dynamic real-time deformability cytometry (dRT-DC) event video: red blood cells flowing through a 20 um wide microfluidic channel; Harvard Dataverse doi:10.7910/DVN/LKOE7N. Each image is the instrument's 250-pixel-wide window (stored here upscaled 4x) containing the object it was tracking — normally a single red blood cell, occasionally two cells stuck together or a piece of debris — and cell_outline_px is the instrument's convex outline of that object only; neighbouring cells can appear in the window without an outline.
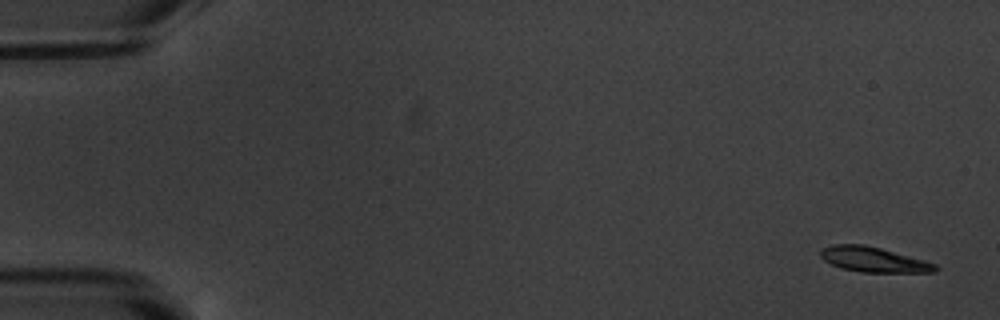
{"species": "common noctule bat (a hibernating species)", "species_latin": "Nyctalus noctula", "temperature_condition": "warm", "stored_images_in_passage": 5, "camera_frame_rate_fps": 3000, "um_per_image_px": 0.085, "animal": {"sex": "male", "body_mass_g": 20.1, "forearm_length_mm": 53.5}, "frame": {"image": 1, "passage_image": 1, "time_ms": 0.0, "image_size_px": [1000, 320], "cell_outline_px": [[940, 268], [936, 272], [860, 272], [840, 268], [824, 260], [820, 256], [820, 248], [832, 244], [864, 244], [880, 248], [924, 260], [936, 264]], "centroid_in_image_um": [74.23, 22.06], "position_along_channel_um": 10.8, "area_um2": 16.82}}
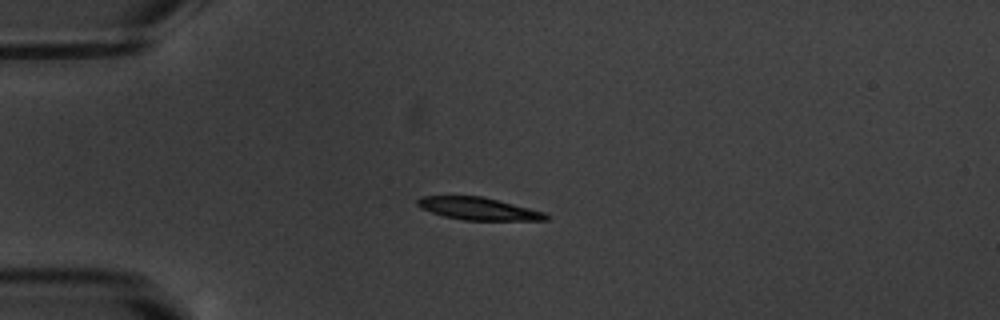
{"frame": {"image": 2, "passage_image": 5, "time_ms": 4.333, "image_size_px": [1000, 320], "cell_outline_px": [[548, 220], [464, 220], [444, 216], [420, 208], [416, 204], [416, 200], [420, 196], [480, 196], [544, 212], [548, 216]], "centroid_in_image_um": [40.6, 17.74], "position_along_channel_um": 44.4, "area_um2": 16.53}}